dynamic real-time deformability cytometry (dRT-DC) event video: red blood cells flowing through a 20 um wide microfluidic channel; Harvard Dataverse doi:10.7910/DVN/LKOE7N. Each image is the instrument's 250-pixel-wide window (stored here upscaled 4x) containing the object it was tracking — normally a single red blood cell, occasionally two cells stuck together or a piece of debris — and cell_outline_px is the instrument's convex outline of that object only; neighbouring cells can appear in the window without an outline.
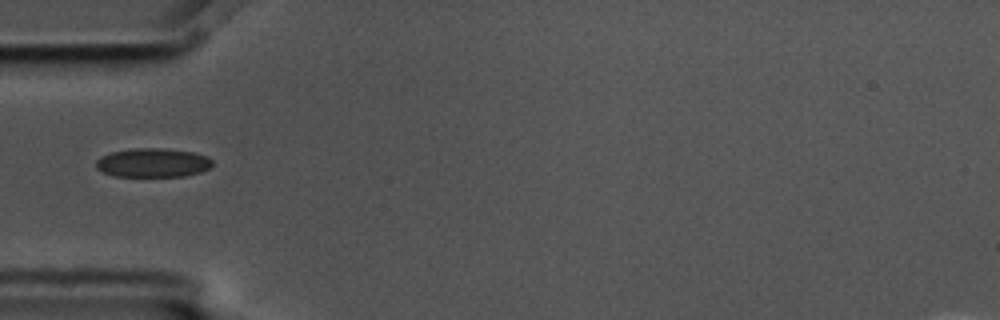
{"species": "common noctule bat (a hibernating species)", "species_latin": "Nyctalus noctula", "temperature_condition": "cold", "stored_images_in_passage": 5, "camera_frame_rate_fps": 3000, "um_per_image_px": 0.085, "animal": {"sex": "male", "body_mass_g": 17.5, "forearm_length_mm": 52.3}, "frame": {"image": 1, "passage_image": 1, "time_ms": 0.0, "image_size_px": [1000, 320], "cell_outline_px": [[212, 168], [200, 172], [184, 176], [112, 176], [96, 168], [96, 160], [100, 156], [112, 152], [132, 148], [164, 148], [196, 152], [208, 156], [212, 160]], "centroid_in_image_um": [13.02, 13.82], "position_along_channel_um": 72.0, "area_um2": 19.88}}